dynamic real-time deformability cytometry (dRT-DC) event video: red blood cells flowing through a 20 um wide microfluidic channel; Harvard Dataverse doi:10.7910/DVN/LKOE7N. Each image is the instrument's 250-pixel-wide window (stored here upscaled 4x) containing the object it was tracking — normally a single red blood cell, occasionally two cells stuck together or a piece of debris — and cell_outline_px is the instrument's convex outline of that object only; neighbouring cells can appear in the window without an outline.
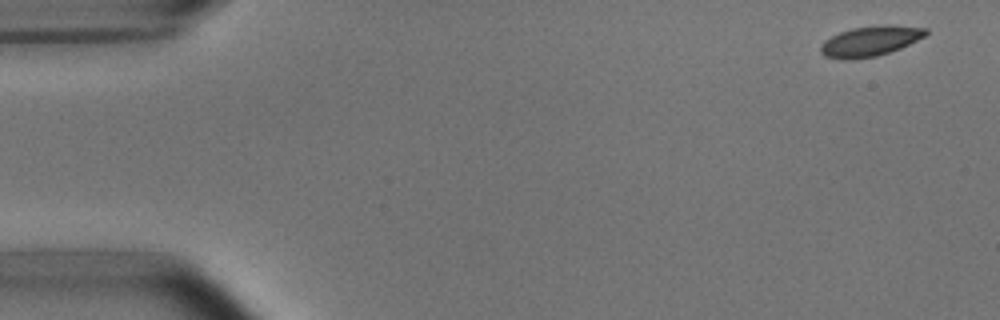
{"species": "common noctule bat (a hibernating species)", "species_latin": "Nyctalus noctula", "temperature_condition": "room temperature", "stored_images_in_passage": 5, "camera_frame_rate_fps": 3000, "um_per_image_px": 0.085, "animal": {"sex": "male", "body_mass_g": 15.6}, "frame": {"image": 1, "passage_image": 1, "time_ms": 0.0, "image_size_px": [1000, 320], "cell_outline_px": [[928, 32], [924, 36], [900, 48], [876, 56], [824, 56], [820, 52], [820, 44], [824, 40], [840, 32], [852, 28], [880, 24], [884, 24], [928, 28]], "centroid_in_image_um": [74.01, 3.42], "position_along_channel_um": 11.0, "area_um2": 17.69}}
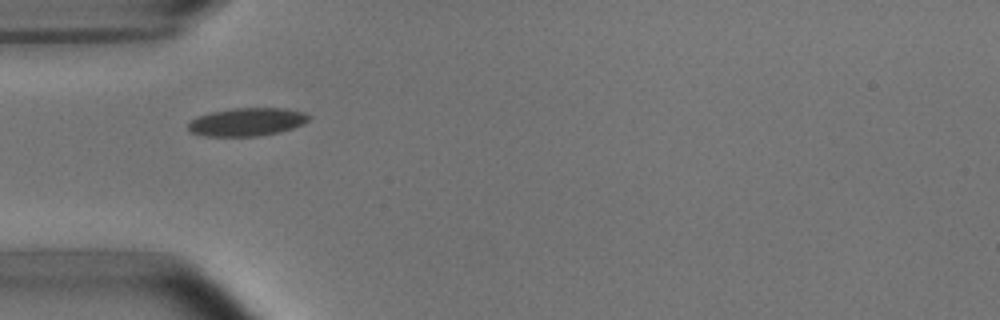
{"frame": {"image": 2, "passage_image": 5, "time_ms": 4.667, "image_size_px": [1000, 320], "cell_outline_px": [[312, 116], [304, 124], [280, 132], [256, 136], [204, 136], [192, 132], [188, 128], [188, 124], [196, 116], [212, 112], [232, 108], [284, 108], [304, 112]], "centroid_in_image_um": [21.02, 10.36], "position_along_channel_um": 64.0, "area_um2": 19.77}}